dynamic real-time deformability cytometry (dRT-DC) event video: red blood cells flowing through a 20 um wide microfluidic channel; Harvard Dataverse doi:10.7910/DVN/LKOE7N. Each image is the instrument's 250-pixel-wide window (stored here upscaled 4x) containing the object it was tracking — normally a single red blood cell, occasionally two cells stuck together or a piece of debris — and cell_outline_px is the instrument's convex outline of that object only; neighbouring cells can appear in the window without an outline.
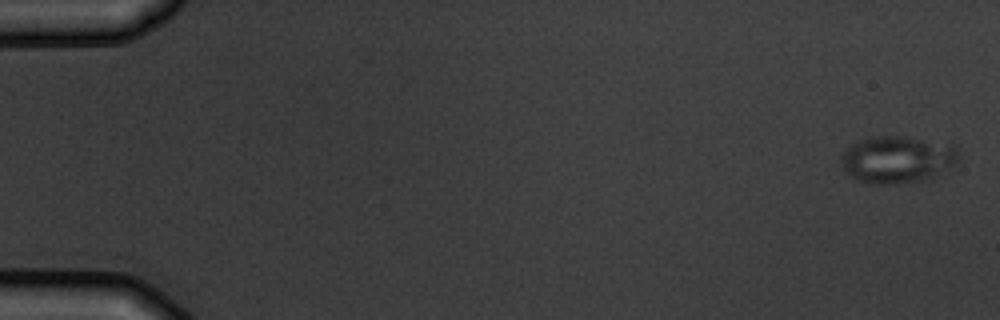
{"species": "common noctule bat (a hibernating species)", "species_latin": "Nyctalus noctula", "temperature_condition": "warm", "stored_images_in_passage": 14, "camera_frame_rate_fps": 3000, "um_per_image_px": 0.085, "animal": {"sex": "male", "body_mass_g": 19.5, "forearm_length_mm": 54.6}, "frame": {"image": 1, "passage_image": 1, "time_ms": 0.0, "image_size_px": [1000, 320], "cell_outline_px": [[960, 156], [948, 168], [924, 180], [896, 184], [868, 184], [856, 180], [844, 172], [840, 160], [840, 152], [844, 148], [856, 140], [872, 136], [904, 136], [956, 144], [960, 152]], "centroid_in_image_um": [76.21, 13.53], "position_along_channel_um": 8.8, "area_um2": 33.0}}
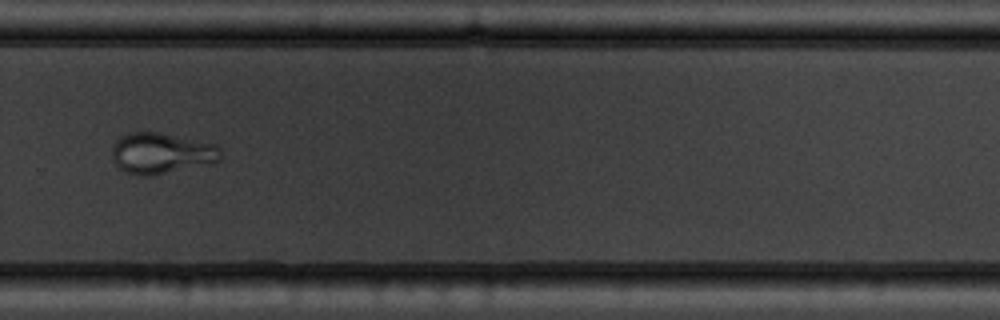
{"frame": {"image": 2, "passage_image": 11, "time_ms": 12.333, "image_size_px": [1000, 320], "cell_outline_px": [[220, 160], [152, 176], [140, 176], [124, 172], [116, 164], [112, 156], [112, 148], [116, 140], [120, 136], [128, 132], [156, 132], [216, 144], [220, 148]], "centroid_in_image_um": [13.66, 13.02], "position_along_channel_um": 316.1, "area_um2": 25.61}}
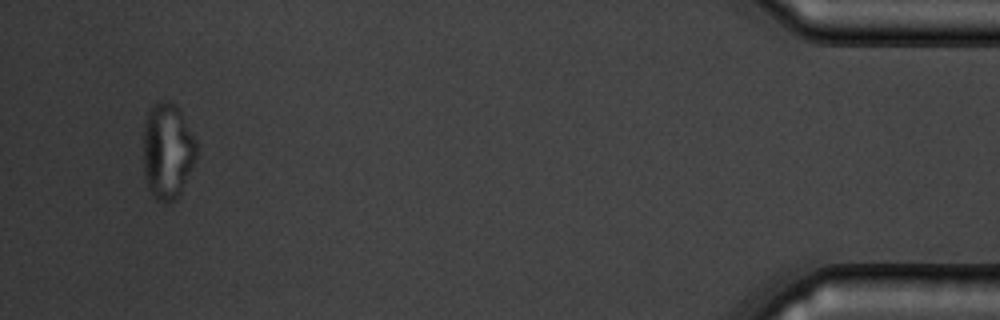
{"frame": {"image": 3, "passage_image": 14, "time_ms": 17.0, "image_size_px": [1000, 320], "cell_outline_px": [[196, 156], [180, 192], [176, 200], [164, 204], [156, 200], [152, 196], [148, 188], [144, 176], [144, 124], [148, 112], [152, 104], [160, 100], [168, 100], [176, 104], [180, 108], [196, 144]], "centroid_in_image_um": [14.2, 12.82], "position_along_channel_um": 421.0, "area_um2": 29.77}, "authors_computed_cell_mechanics": {"area_um2": 27.0215, "velocity_mm_per_s": 3.762, "shape_relaxation_time_tau1_ms": 6.53, "shape_relaxation_time_tau2_ms": null, "deformation_change_tau1": 0.17, "deformation_change_tau2": null}}